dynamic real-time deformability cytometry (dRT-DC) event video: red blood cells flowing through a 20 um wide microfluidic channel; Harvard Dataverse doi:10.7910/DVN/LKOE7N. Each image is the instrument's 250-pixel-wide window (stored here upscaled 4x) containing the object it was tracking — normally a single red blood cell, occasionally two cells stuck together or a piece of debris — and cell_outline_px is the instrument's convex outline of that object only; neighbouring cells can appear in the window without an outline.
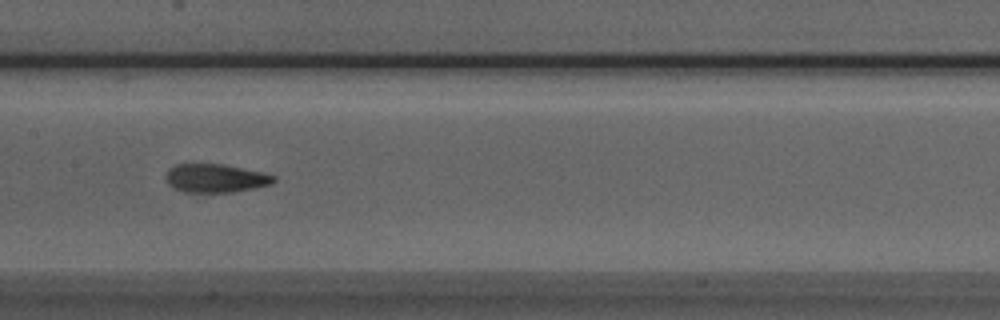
{"species": "Egyptian fruit bat (a non-hibernating species)", "species_latin": "Rousettus aegyptiacus", "temperature_condition": "room temperature", "stored_images_in_passage": 7, "camera_frame_rate_fps": 3000, "um_per_image_px": 0.085, "animal": {"sex": "male"}, "frame": {"image": 1, "passage_image": 5, "time_ms": 1.333, "image_size_px": [1000, 320], "cell_outline_px": [[276, 180], [272, 184], [256, 188], [232, 192], [184, 192], [168, 184], [164, 176], [168, 168], [176, 164], [224, 164], [264, 172], [276, 176]], "centroid_in_image_um": [18.34, 15.14], "position_along_channel_um": 189.1, "area_um2": 18.15}}
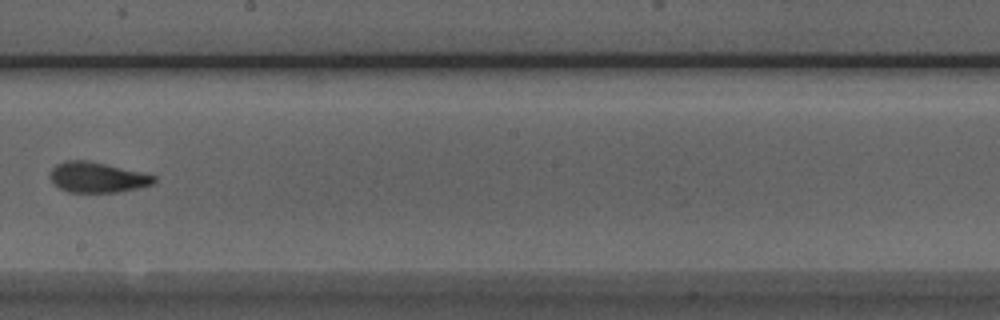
{"frame": {"image": 2, "passage_image": 6, "time_ms": 1.667, "image_size_px": [1000, 320], "cell_outline_px": [[156, 184], [116, 192], [68, 192], [60, 188], [52, 180], [52, 168], [56, 164], [64, 160], [88, 160], [140, 172], [156, 176]], "centroid_in_image_um": [8.29, 15.07], "position_along_channel_um": 239.9, "area_um2": 18.15}}
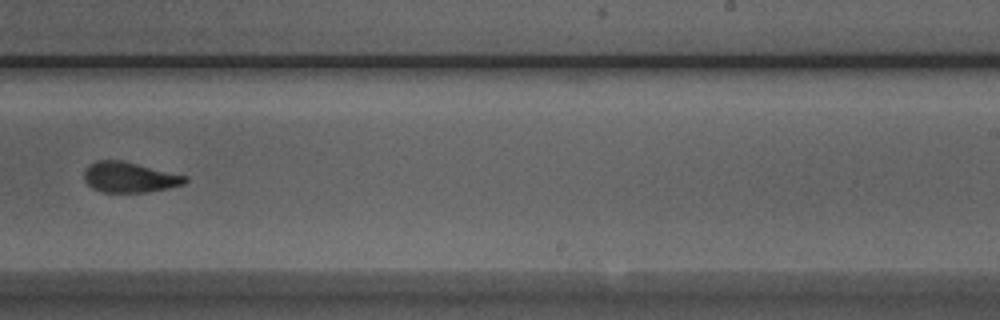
{"frame": {"image": 3, "passage_image": 7, "time_ms": 2.0, "image_size_px": [1000, 320], "cell_outline_px": [[188, 180], [184, 184], [168, 188], [148, 192], [100, 192], [92, 188], [84, 180], [84, 172], [88, 164], [96, 160], [124, 160], [188, 176]], "centroid_in_image_um": [11.0, 15.06], "position_along_channel_um": 278.0, "area_um2": 18.15}}